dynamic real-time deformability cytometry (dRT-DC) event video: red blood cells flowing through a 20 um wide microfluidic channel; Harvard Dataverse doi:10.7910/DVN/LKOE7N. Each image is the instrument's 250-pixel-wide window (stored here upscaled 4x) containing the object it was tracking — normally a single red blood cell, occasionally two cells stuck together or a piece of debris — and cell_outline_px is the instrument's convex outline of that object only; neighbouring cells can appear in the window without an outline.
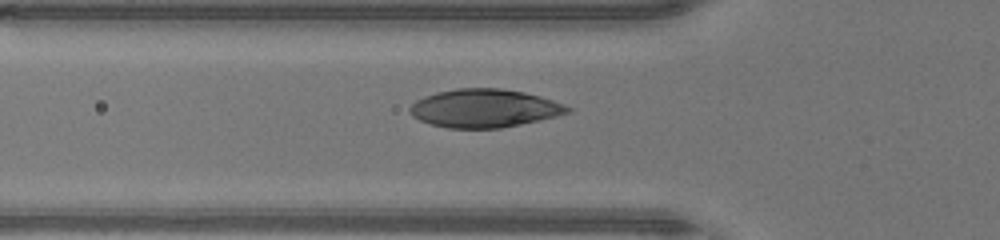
{"species": "human", "species_latin": "Homo sapiens", "temperature_condition": "warm", "stored_images_in_passage": 34, "camera_frame_rate_fps": 3000, "um_per_image_px": 0.085, "donor": {"sex": "male"}, "frame": {"image": 1, "passage_image": 6, "time_ms": 1.667, "image_size_px": [1000, 240], "cell_outline_px": [[572, 112], [540, 120], [500, 128], [448, 128], [432, 124], [420, 120], [412, 116], [408, 112], [408, 108], [416, 100], [424, 96], [436, 92], [456, 88], [500, 88], [524, 92], [540, 96], [564, 104], [572, 108]], "centroid_in_image_um": [41.16, 9.2], "position_along_channel_um": 84.6, "area_um2": 35.26}}
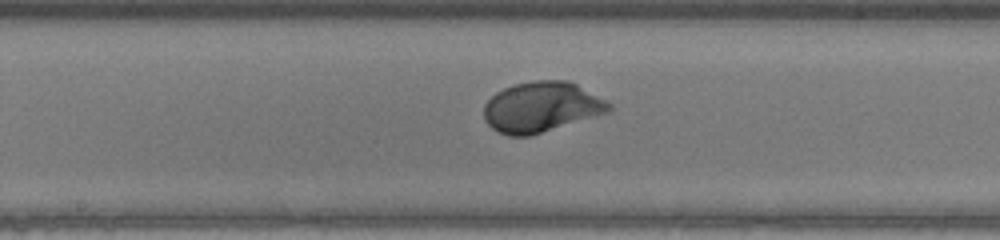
{"frame": {"image": 2, "passage_image": 14, "time_ms": 4.333, "image_size_px": [1000, 240], "cell_outline_px": [[612, 108], [608, 112], [532, 136], [508, 136], [496, 132], [484, 120], [484, 104], [496, 92], [504, 88], [516, 84], [532, 80], [568, 80], [576, 84], [612, 104]], "centroid_in_image_um": [45.99, 9.11], "position_along_channel_um": 202.2, "area_um2": 36.76}}
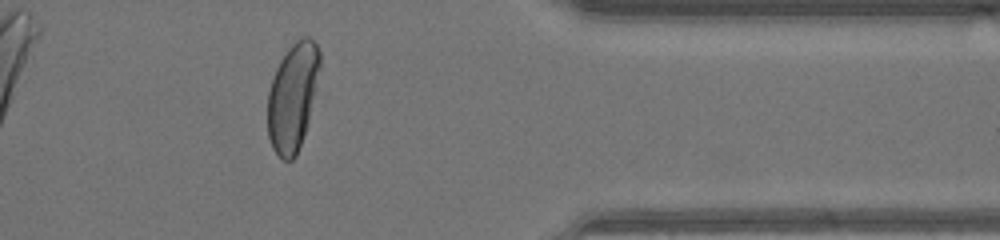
{"frame": {"image": 3, "passage_image": 28, "time_ms": 9.0, "image_size_px": [1000, 240], "cell_outline_px": [[320, 68], [316, 88], [308, 120], [296, 156], [292, 160], [280, 160], [272, 148], [268, 136], [268, 92], [276, 68], [280, 60], [288, 48], [296, 40], [304, 36], [308, 36], [316, 44], [320, 52]], "centroid_in_image_um": [24.87, 8.23], "position_along_channel_um": 386.5, "area_um2": 32.6}, "authors_computed_cell_mechanics": {"area_um2": 36.2406, "velocity_mm_per_s": 4.3828, "shape_relaxation_time_tau1_ms": 2.2543, "shape_relaxation_time_tau2_ms": null, "deformation_change_tau1": 0.1884, "deformation_change_tau2": null}}